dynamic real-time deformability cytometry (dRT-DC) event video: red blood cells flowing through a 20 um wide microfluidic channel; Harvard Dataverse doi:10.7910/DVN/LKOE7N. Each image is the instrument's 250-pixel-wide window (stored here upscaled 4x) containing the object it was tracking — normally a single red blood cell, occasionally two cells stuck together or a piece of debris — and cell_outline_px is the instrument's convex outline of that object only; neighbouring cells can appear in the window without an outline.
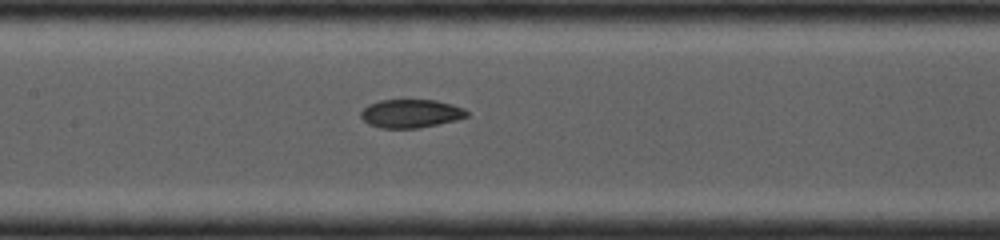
{"species": "common noctule bat (a hibernating species)", "species_latin": "Nyctalus noctula", "temperature_condition": "cold", "stored_images_in_passage": 21, "camera_frame_rate_fps": 4000, "um_per_image_px": 0.085, "animal": {"sex": "female", "body_mass_g": 19.0, "forearm_length_mm": 53.3}, "frame": {"image": 1, "passage_image": 21, "time_ms": 5.75, "image_size_px": [1000, 240], "cell_outline_px": [[468, 116], [456, 120], [420, 128], [380, 128], [368, 124], [360, 116], [360, 112], [368, 104], [380, 100], [436, 100], [452, 104], [464, 108], [468, 112]], "centroid_in_image_um": [34.91, 9.65], "position_along_channel_um": 172.5, "area_um2": 17.63}}